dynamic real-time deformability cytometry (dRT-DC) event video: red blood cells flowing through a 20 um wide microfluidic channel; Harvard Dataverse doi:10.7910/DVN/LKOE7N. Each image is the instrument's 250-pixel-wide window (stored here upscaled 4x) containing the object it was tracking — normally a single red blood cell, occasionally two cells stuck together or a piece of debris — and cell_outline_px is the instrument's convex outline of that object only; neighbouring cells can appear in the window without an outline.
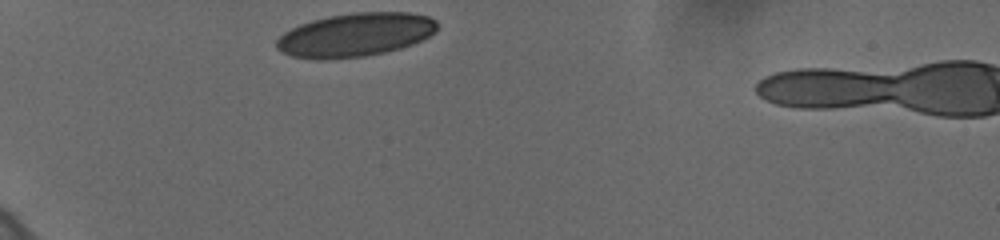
{"species": "human", "species_latin": "Homo sapiens", "temperature_condition": "cold", "stored_images_in_passage": 32, "camera_frame_rate_fps": 3000, "um_per_image_px": 0.085, "donor": {"sex": "female"}, "frame": {"image": 1, "passage_image": 1, "time_ms": 0.0, "image_size_px": [1000, 240], "cell_outline_px": [[436, 28], [428, 36], [412, 44], [400, 48], [384, 52], [364, 56], [320, 60], [292, 56], [280, 52], [276, 48], [276, 40], [284, 32], [300, 24], [312, 20], [328, 16], [352, 12], [408, 12], [428, 16], [436, 20]], "centroid_in_image_um": [30.15, 2.96], "position_along_channel_um": 54.8, "area_um2": 40.69}}
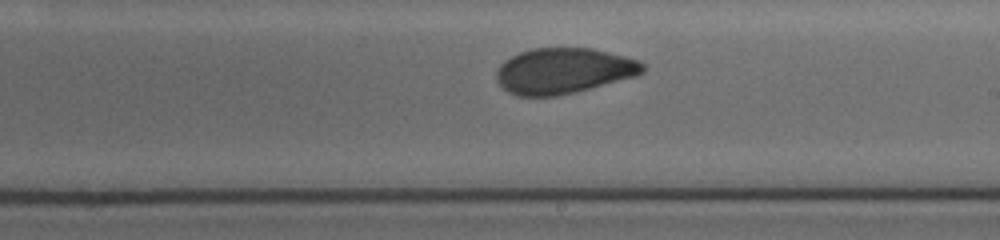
{"frame": {"image": 2, "passage_image": 19, "time_ms": 6.0, "image_size_px": [1000, 240], "cell_outline_px": [[644, 72], [636, 76], [576, 92], [556, 96], [516, 96], [508, 92], [496, 80], [496, 72], [500, 64], [504, 60], [520, 52], [532, 48], [592, 48], [640, 60], [644, 64]], "centroid_in_image_um": [47.9, 6.02], "position_along_channel_um": 241.1, "area_um2": 39.02}}
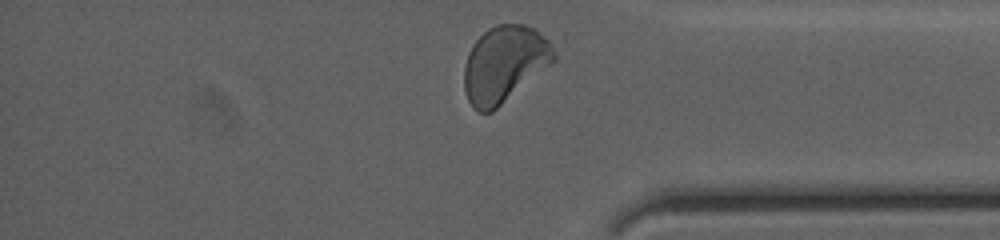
{"frame": {"image": 3, "passage_image": 32, "time_ms": 10.333, "image_size_px": [1000, 240], "cell_outline_px": [[556, 60], [492, 112], [480, 112], [472, 108], [468, 100], [464, 88], [464, 68], [468, 52], [472, 44], [488, 28], [496, 24], [524, 24], [532, 28], [544, 36], [552, 44], [556, 52]], "centroid_in_image_um": [42.86, 5.44], "position_along_channel_um": 392.3, "area_um2": 39.94}, "authors_computed_cell_mechanics": {"area_um2": 39.9109, "velocity_mm_per_s": 3.6142, "shape_relaxation_time_tau1_ms": 6.852, "shape_relaxation_time_tau2_ms": 1.0939, "deformation_change_tau1": 0.1408, "deformation_change_tau2": 0.0532}}